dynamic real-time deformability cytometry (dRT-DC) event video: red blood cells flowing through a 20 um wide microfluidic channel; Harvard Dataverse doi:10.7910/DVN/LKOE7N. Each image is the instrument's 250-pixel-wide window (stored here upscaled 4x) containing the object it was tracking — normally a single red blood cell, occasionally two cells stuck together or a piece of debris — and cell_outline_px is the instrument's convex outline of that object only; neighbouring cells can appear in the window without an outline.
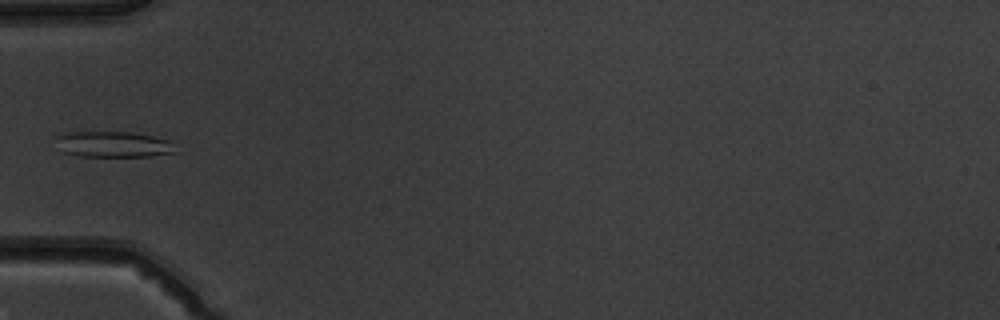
{"species": "common noctule bat (a hibernating species)", "species_latin": "Nyctalus noctula", "temperature_condition": "warm", "stored_images_in_passage": 2, "camera_frame_rate_fps": 3000, "um_per_image_px": 0.085, "animal": {"sex": "male", "body_mass_g": 19.5, "forearm_length_mm": 54.6}, "frame": {"image": 1, "passage_image": 2, "time_ms": 1.0, "image_size_px": [1000, 320], "cell_outline_px": [[176, 152], [152, 156], [80, 156], [64, 152], [56, 136], [64, 132], [132, 132], [152, 136], [168, 140]], "centroid_in_image_um": [9.64, 12.26], "position_along_channel_um": 75.4, "area_um2": 17.63}}